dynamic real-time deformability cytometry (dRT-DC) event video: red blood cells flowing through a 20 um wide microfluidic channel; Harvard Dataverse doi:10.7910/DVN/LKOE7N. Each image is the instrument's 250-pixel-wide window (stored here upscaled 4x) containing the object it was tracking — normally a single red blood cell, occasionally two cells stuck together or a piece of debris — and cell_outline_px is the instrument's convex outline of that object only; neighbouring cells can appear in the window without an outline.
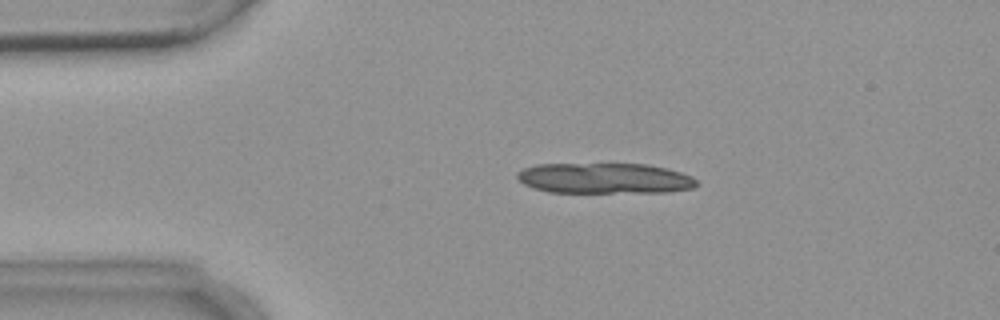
{"species": "common noctule bat (a hibernating species)", "species_latin": "Nyctalus noctula", "temperature_condition": "warm", "stored_images_in_passage": 2, "camera_frame_rate_fps": 3000, "um_per_image_px": 0.085, "animal": {"sex": "female", "body_mass_g": 18.4}, "frame": {"image": 1, "passage_image": 1, "time_ms": 0.0, "image_size_px": [1000, 320], "cell_outline_px": [[696, 184], [692, 188], [668, 192], [548, 192], [532, 188], [524, 184], [516, 176], [516, 172], [524, 168], [536, 164], [648, 164], [668, 168], [692, 176], [696, 180]], "centroid_in_image_um": [51.37, 15.15], "position_along_channel_um": 33.6, "area_um2": 32.02}}